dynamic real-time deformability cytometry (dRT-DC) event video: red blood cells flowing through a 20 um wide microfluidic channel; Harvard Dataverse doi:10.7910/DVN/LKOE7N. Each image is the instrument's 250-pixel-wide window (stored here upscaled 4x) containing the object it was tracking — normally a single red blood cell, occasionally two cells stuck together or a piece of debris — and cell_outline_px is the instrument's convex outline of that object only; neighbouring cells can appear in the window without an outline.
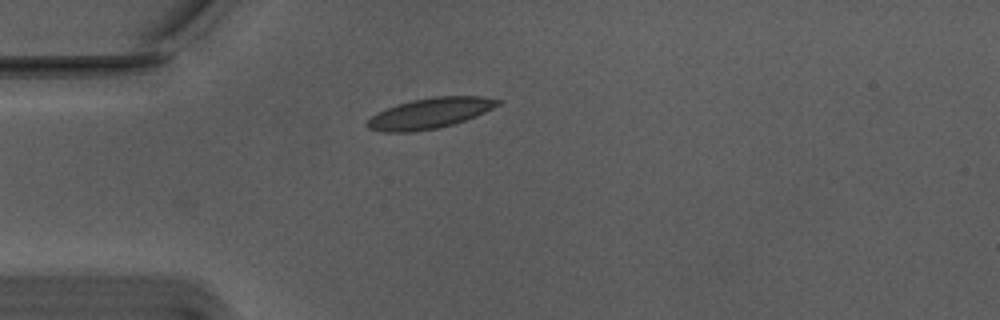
{"species": "Egyptian fruit bat (a non-hibernating species)", "species_latin": "Rousettus aegyptiacus", "temperature_condition": "warm", "stored_images_in_passage": 41, "camera_frame_rate_fps": 3000, "um_per_image_px": 0.085, "animal": {"sex": "male"}, "frame": {"image": 1, "passage_image": 1, "time_ms": 0.0, "image_size_px": [1000, 320], "cell_outline_px": [[500, 104], [476, 116], [452, 124], [436, 128], [412, 132], [384, 132], [368, 128], [364, 124], [372, 116], [396, 104], [412, 100], [432, 96], [480, 96], [500, 100]], "centroid_in_image_um": [36.52, 9.62], "position_along_channel_um": 48.5, "area_um2": 22.95}}
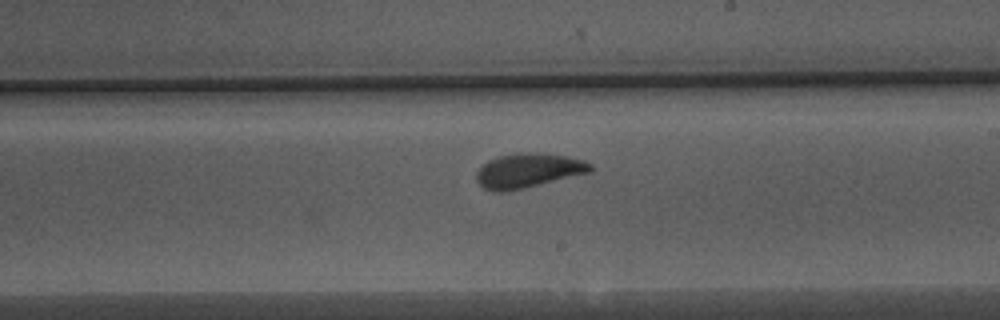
{"frame": {"image": 2, "passage_image": 18, "time_ms": 5.667, "image_size_px": [1000, 320], "cell_outline_px": [[592, 172], [524, 188], [500, 192], [492, 192], [484, 188], [476, 180], [476, 172], [488, 160], [500, 156], [520, 152], [528, 152], [564, 156], [584, 160], [592, 164]], "centroid_in_image_um": [44.9, 14.5], "position_along_channel_um": 244.1, "area_um2": 22.72}}
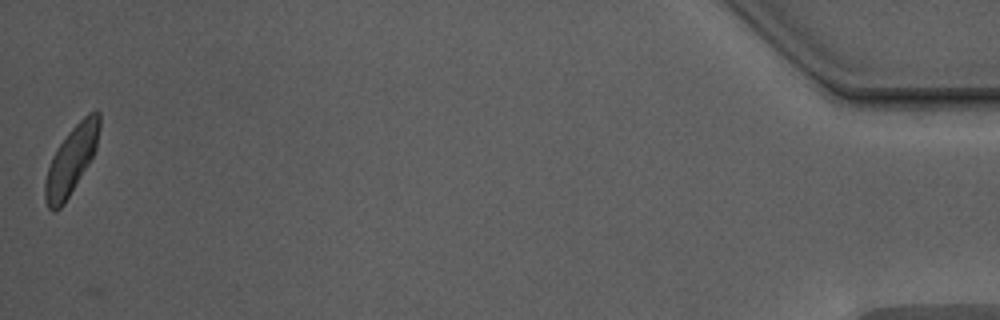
{"frame": {"image": 3, "passage_image": 41, "time_ms": 13.333, "image_size_px": [1000, 320], "cell_outline_px": [[100, 128], [96, 148], [88, 164], [64, 204], [56, 212], [52, 212], [48, 208], [44, 196], [44, 184], [48, 168], [52, 156], [56, 148], [68, 132], [88, 112], [96, 108], [100, 112]], "centroid_in_image_um": [6.06, 13.6], "position_along_channel_um": 429.1, "area_um2": 21.5}, "authors_computed_cell_mechanics": {"area_um2": 21.964, "velocity_mm_per_s": 3.708, "shape_relaxation_time_tau1_ms": 2.8732, "shape_relaxation_time_tau2_ms": 1.1891, "deformation_change_tau1": 0.1104, "deformation_change_tau2": 0.0596}}